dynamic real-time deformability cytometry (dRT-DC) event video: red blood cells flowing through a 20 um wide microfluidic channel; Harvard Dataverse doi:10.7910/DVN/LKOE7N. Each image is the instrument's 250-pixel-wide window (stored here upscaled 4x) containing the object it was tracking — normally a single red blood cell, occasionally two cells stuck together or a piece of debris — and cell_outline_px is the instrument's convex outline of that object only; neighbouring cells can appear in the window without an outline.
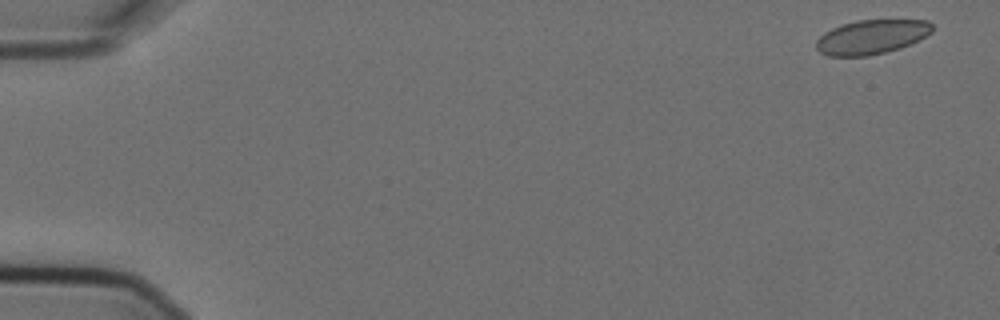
{"species": "Egyptian fruit bat (a non-hibernating species)", "species_latin": "Rousettus aegyptiacus", "temperature_condition": "cold", "stored_images_in_passage": 3, "camera_frame_rate_fps": 3000, "um_per_image_px": 0.085, "animal": {"sex": "female"}, "frame": {"image": 1, "passage_image": 1, "time_ms": 0.0, "image_size_px": [1000, 320], "cell_outline_px": [[932, 32], [920, 40], [900, 48], [868, 56], [828, 56], [820, 52], [816, 48], [816, 40], [824, 32], [840, 24], [856, 20], [928, 20], [932, 24]], "centroid_in_image_um": [74.07, 3.13], "position_along_channel_um": 10.9, "area_um2": 23.35}}